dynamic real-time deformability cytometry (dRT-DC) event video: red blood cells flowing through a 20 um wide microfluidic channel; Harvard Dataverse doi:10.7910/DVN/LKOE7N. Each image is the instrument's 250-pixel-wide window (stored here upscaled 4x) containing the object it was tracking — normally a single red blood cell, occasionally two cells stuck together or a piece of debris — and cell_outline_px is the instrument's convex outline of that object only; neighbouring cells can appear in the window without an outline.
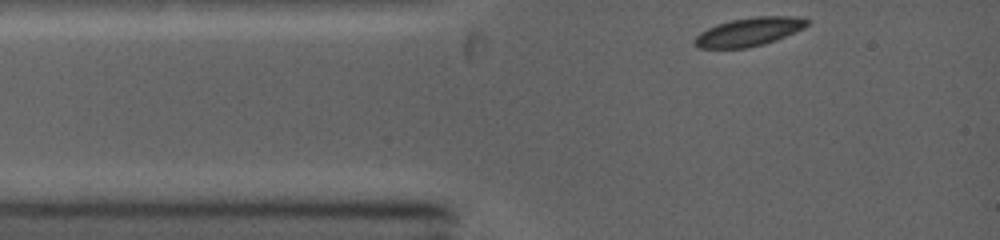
{"species": "common noctule bat (a hibernating species)", "species_latin": "Nyctalus noctula", "temperature_condition": "warm", "stored_images_in_passage": 27, "camera_frame_rate_fps": 5000, "um_per_image_px": 0.085, "animal": {"sex": "female", "body_mass_g": 19.0, "forearm_length_mm": 53.3}, "frame": {"image": 1, "passage_image": 1, "time_ms": 0.0, "image_size_px": [1000, 240], "cell_outline_px": [[812, 20], [804, 28], [776, 40], [764, 44], [748, 48], [700, 48], [692, 40], [700, 32], [716, 24], [732, 20], [756, 16], [796, 16]], "centroid_in_image_um": [63.69, 2.7], "position_along_channel_um": 21.3, "area_um2": 18.73}}
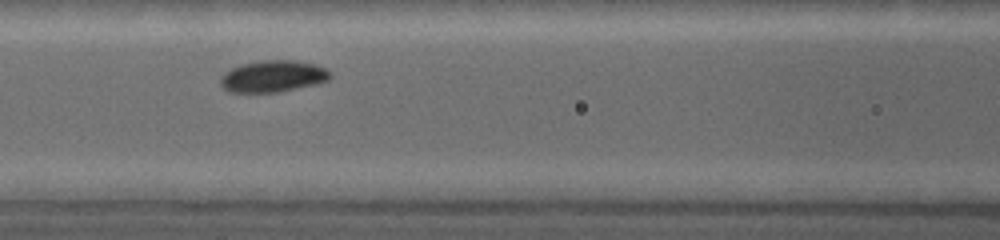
{"frame": {"image": 2, "passage_image": 10, "time_ms": 3.4, "image_size_px": [1000, 240], "cell_outline_px": [[332, 76], [328, 80], [316, 84], [280, 92], [228, 92], [220, 84], [220, 76], [224, 72], [240, 64], [260, 60], [292, 60], [312, 64], [324, 68]], "centroid_in_image_um": [23.15, 6.49], "position_along_channel_um": 143.4, "area_um2": 20.23}}
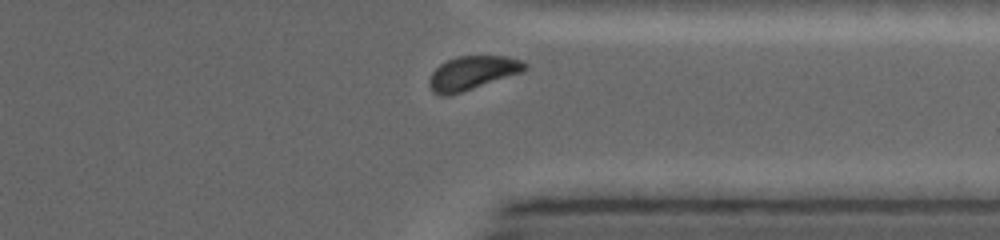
{"frame": {"image": 3, "passage_image": 25, "time_ms": 8.8, "image_size_px": [1000, 240], "cell_outline_px": [[528, 68], [520, 72], [448, 96], [440, 96], [432, 92], [428, 84], [428, 80], [432, 72], [440, 64], [456, 56], [508, 56], [524, 60], [528, 64]], "centroid_in_image_um": [40.13, 6.18], "position_along_channel_um": 371.3, "area_um2": 18.67}, "authors_computed_cell_mechanics": {"area_um2": 19.0162, "velocity_mm_per_s": 4.2204, "shape_relaxation_time_tau1_ms": 1.5169, "shape_relaxation_time_tau2_ms": null, "deformation_change_tau1": 0.092, "deformation_change_tau2": null}}